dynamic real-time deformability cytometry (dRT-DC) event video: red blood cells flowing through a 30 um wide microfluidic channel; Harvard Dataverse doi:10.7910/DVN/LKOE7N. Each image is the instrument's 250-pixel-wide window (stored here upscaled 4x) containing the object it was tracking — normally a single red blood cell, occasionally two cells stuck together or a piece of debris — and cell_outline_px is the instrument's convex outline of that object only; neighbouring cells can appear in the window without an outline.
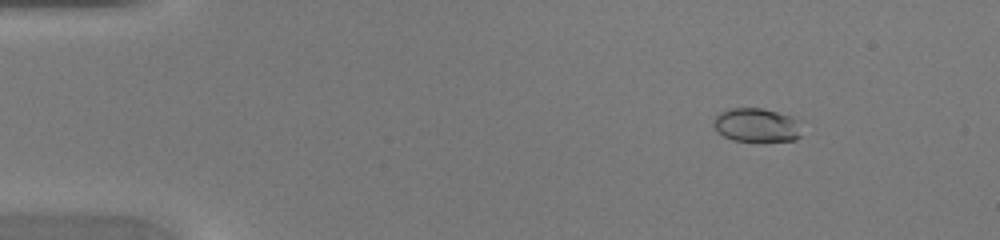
{"species": "common noctule bat (a hibernating species)", "species_latin": "Nyctalus noctula", "temperature_condition": "warm", "stored_images_in_passage": 32, "camera_frame_rate_fps": 3000, "um_per_image_px": 0.085, "animal": {"sex": "female", "body_mass_g": 20.0, "forearm_length_mm": 54.0}, "frame": {"image": 1, "passage_image": 3, "time_ms": 0.667, "image_size_px": [1000, 240], "cell_outline_px": [[800, 136], [796, 140], [764, 144], [760, 144], [732, 140], [724, 136], [712, 124], [716, 116], [720, 112], [732, 108], [764, 108], [788, 116], [796, 120]], "centroid_in_image_um": [64.29, 10.7], "position_along_channel_um": 20.7, "area_um2": 17.74}}
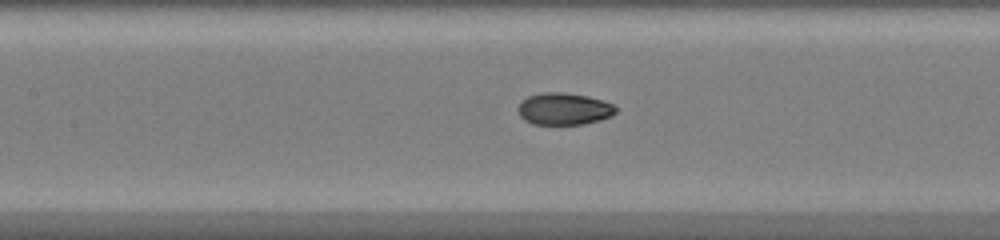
{"frame": {"image": 2, "passage_image": 19, "time_ms": 6.0, "image_size_px": [1000, 240], "cell_outline_px": [[616, 112], [612, 116], [600, 120], [584, 124], [532, 124], [524, 120], [520, 116], [516, 108], [520, 100], [528, 96], [544, 92], [564, 92], [588, 96], [604, 100], [612, 104], [616, 108]], "centroid_in_image_um": [47.91, 9.25], "position_along_channel_um": 159.5, "area_um2": 18.5}}
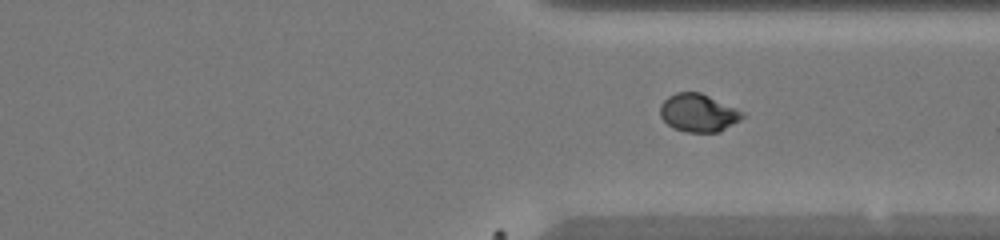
{"frame": {"image": 3, "passage_image": 32, "time_ms": 10.333, "image_size_px": [1000, 240], "cell_outline_px": [[744, 116], [740, 120], [720, 132], [688, 132], [672, 128], [660, 116], [660, 104], [668, 96], [676, 92], [700, 92], [736, 108], [744, 112]], "centroid_in_image_um": [59.35, 9.59], "position_along_channel_um": 352.1, "area_um2": 18.21}}